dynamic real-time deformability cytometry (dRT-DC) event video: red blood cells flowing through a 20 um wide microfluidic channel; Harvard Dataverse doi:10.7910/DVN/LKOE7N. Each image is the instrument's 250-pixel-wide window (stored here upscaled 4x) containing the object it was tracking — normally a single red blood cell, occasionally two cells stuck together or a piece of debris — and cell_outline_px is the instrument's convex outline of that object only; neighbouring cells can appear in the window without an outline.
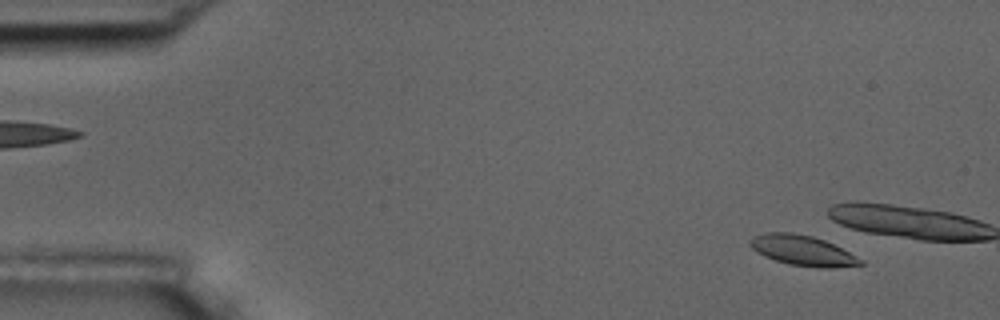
{"species": "common noctule bat (a hibernating species)", "species_latin": "Nyctalus noctula", "temperature_condition": "room temperature", "stored_images_in_passage": 9, "camera_frame_rate_fps": 3000, "um_per_image_px": 0.085, "animal": {"sex": "male", "body_mass_g": 17.5, "forearm_length_mm": 52.3}, "frame": {"image": 1, "passage_image": 3, "time_ms": 0.667, "image_size_px": [1000, 320], "cell_outline_px": [[864, 264], [832, 268], [816, 268], [788, 264], [764, 256], [756, 252], [748, 244], [748, 240], [752, 236], [764, 232], [792, 232], [812, 236], [824, 240], [864, 260]], "centroid_in_image_um": [68.17, 21.29], "position_along_channel_um": 16.8, "area_um2": 19.59}}